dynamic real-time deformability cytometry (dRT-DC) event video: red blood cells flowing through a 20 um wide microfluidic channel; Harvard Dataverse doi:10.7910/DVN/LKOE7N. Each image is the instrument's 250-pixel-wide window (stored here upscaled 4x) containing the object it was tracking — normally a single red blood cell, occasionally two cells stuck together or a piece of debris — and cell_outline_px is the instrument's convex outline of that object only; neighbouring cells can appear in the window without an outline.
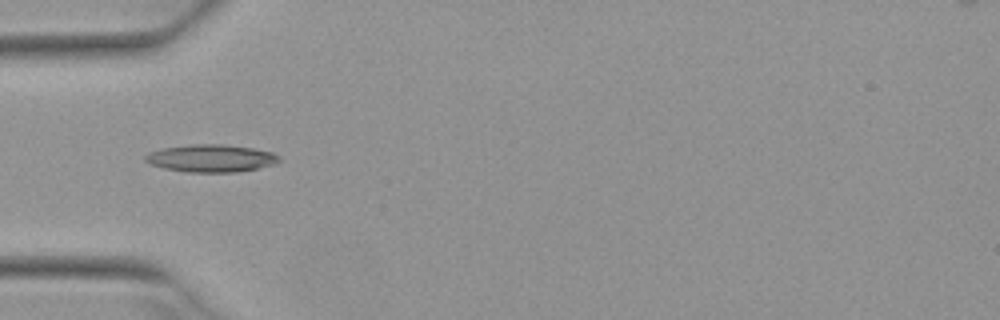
{"species": "Egyptian fruit bat (a non-hibernating species)", "species_latin": "Rousettus aegyptiacus", "temperature_condition": "warm", "stored_images_in_passage": 7, "camera_frame_rate_fps": 3000, "um_per_image_px": 0.085, "animal": {"sex": "female"}, "frame": {"image": 1, "passage_image": 5, "time_ms": 1.333, "image_size_px": [1000, 320], "cell_outline_px": [[280, 160], [276, 164], [236, 172], [184, 172], [164, 168], [148, 164], [144, 160], [144, 156], [148, 152], [164, 148], [192, 144], [224, 144], [252, 148], [272, 152], [280, 156]], "centroid_in_image_um": [17.91, 13.45], "position_along_channel_um": 67.1, "area_um2": 21.56}}
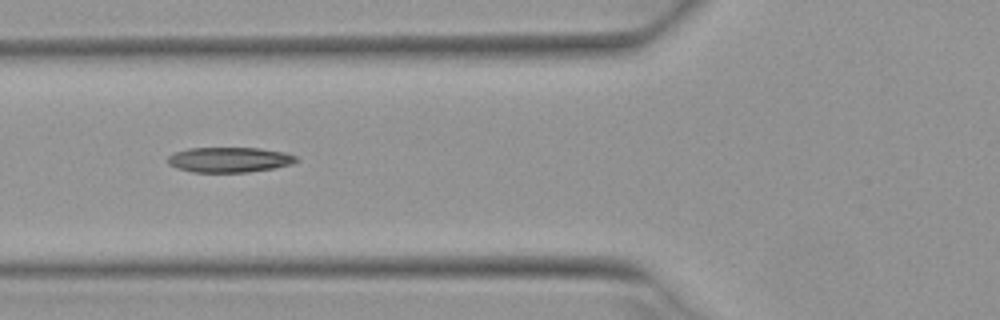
{"frame": {"image": 2, "passage_image": 6, "time_ms": 1.667, "image_size_px": [1000, 320], "cell_outline_px": [[300, 160], [292, 164], [272, 168], [248, 172], [192, 172], [176, 168], [168, 164], [168, 156], [172, 152], [188, 148], [260, 148], [284, 152], [296, 156]], "centroid_in_image_um": [19.47, 13.57], "position_along_channel_um": 106.3, "area_um2": 18.96}}
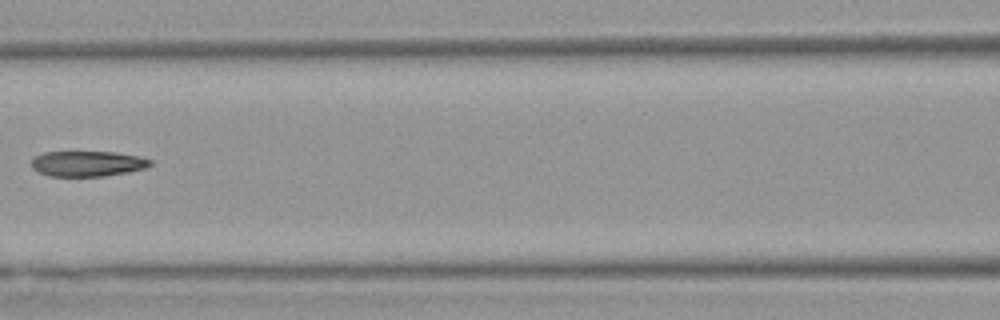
{"frame": {"image": 3, "passage_image": 7, "time_ms": 2.0, "image_size_px": [1000, 320], "cell_outline_px": [[152, 164], [148, 168], [128, 172], [104, 176], [48, 176], [36, 172], [32, 168], [32, 160], [36, 156], [44, 152], [116, 152], [140, 156], [152, 160]], "centroid_in_image_um": [7.47, 13.91], "position_along_channel_um": 159.1, "area_um2": 17.8}}